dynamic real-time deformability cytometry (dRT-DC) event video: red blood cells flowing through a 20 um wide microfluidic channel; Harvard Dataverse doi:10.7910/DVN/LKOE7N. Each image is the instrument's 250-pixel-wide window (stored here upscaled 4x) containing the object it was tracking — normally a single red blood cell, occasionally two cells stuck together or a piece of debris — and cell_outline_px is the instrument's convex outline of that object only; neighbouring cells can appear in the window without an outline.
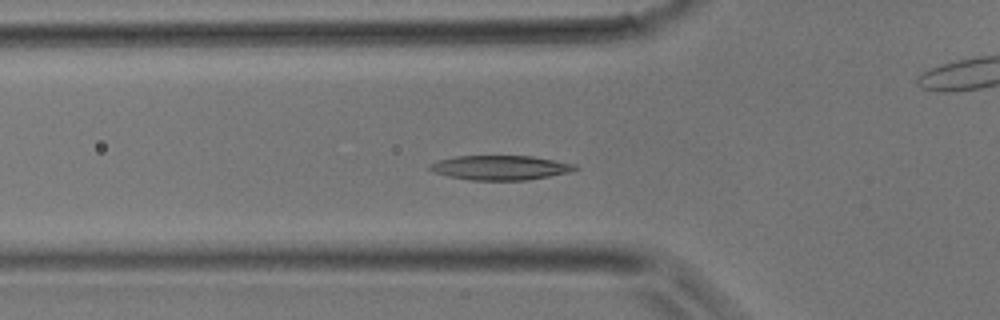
{"species": "common noctule bat (a hibernating species)", "species_latin": "Nyctalus noctula", "temperature_condition": "room temperature", "stored_images_in_passage": 40, "camera_frame_rate_fps": 3000, "um_per_image_px": 0.085, "animal": {"sex": "male", "body_mass_g": 17.9}, "frame": {"image": 1, "passage_image": 14, "time_ms": 4.333, "image_size_px": [1000, 320], "cell_outline_px": [[580, 168], [572, 172], [528, 180], [472, 180], [448, 176], [436, 172], [428, 168], [428, 164], [440, 160], [456, 156], [532, 156], [576, 164]], "centroid_in_image_um": [42.58, 14.25], "position_along_channel_um": 83.2, "area_um2": 20.75}}
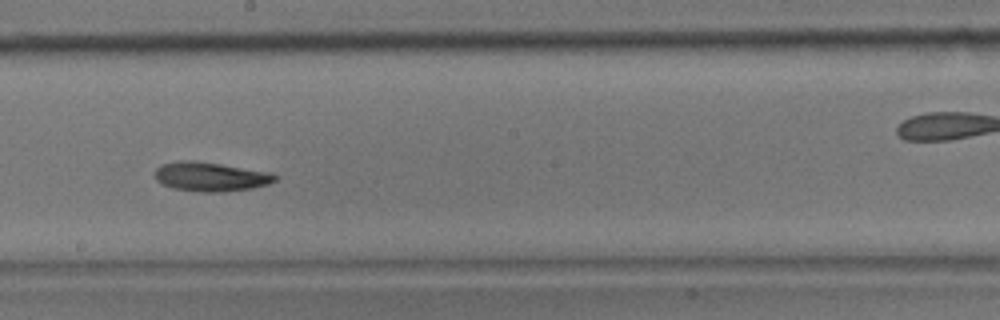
{"frame": {"image": 2, "passage_image": 23, "time_ms": 7.333, "image_size_px": [1000, 320], "cell_outline_px": [[276, 180], [268, 184], [252, 188], [224, 192], [200, 192], [172, 188], [156, 180], [156, 168], [160, 164], [180, 160], [196, 160], [272, 172], [276, 176]], "centroid_in_image_um": [17.9, 15.01], "position_along_channel_um": 230.3, "area_um2": 20.58}}
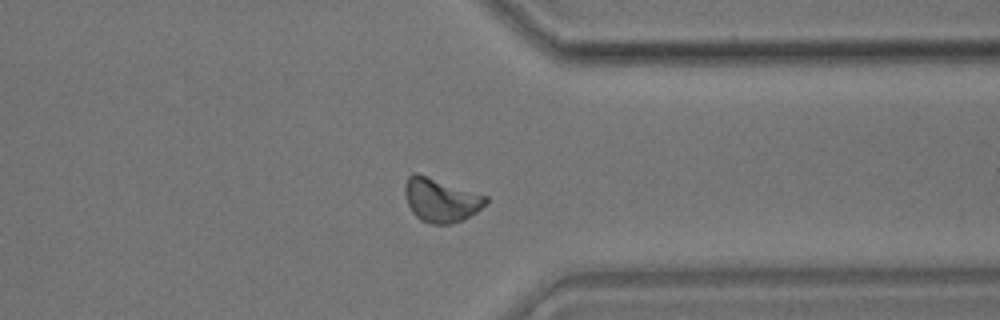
{"frame": {"image": 3, "passage_image": 32, "time_ms": 10.333, "image_size_px": [1000, 320], "cell_outline_px": [[488, 204], [476, 212], [460, 220], [448, 224], [432, 224], [420, 220], [412, 212], [408, 204], [404, 192], [404, 184], [408, 176], [412, 172], [416, 172], [488, 196]], "centroid_in_image_um": [37.46, 16.98], "position_along_channel_um": 373.9, "area_um2": 20.69}}